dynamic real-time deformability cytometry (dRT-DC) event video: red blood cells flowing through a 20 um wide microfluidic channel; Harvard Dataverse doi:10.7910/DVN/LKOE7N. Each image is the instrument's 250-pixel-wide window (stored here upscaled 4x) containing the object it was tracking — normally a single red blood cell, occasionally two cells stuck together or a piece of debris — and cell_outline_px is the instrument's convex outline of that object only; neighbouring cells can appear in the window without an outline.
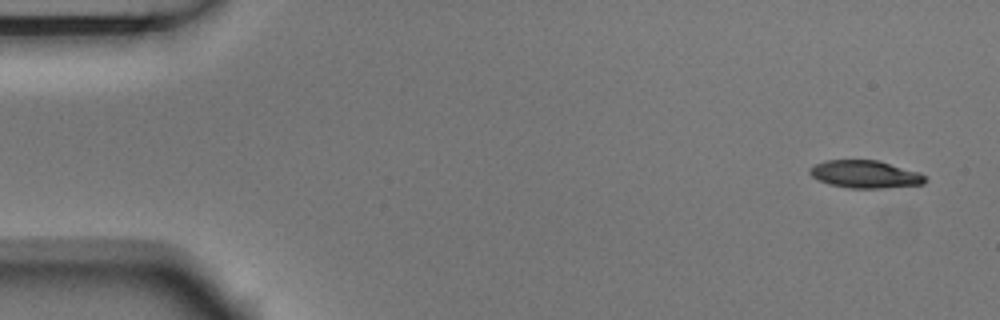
{"species": "Egyptian fruit bat (a non-hibernating species)", "species_latin": "Rousettus aegyptiacus", "temperature_condition": "room temperature", "stored_images_in_passage": 5, "camera_frame_rate_fps": 3000, "um_per_image_px": 0.085, "animal": {"sex": "male"}, "frame": {"image": 1, "passage_image": 1, "time_ms": 0.0, "image_size_px": [1000, 320], "cell_outline_px": [[928, 180], [924, 184], [884, 188], [852, 188], [832, 184], [820, 180], [812, 176], [808, 172], [808, 168], [824, 160], [880, 160], [920, 172]], "centroid_in_image_um": [73.58, 14.8], "position_along_channel_um": 11.4, "area_um2": 18.61}}
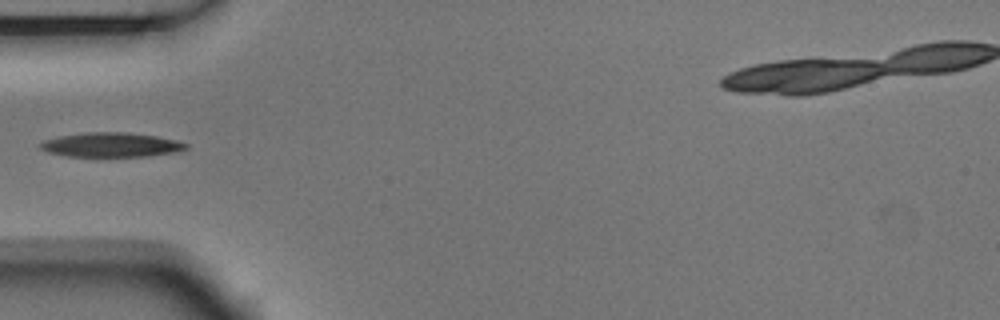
{"frame": {"image": 2, "passage_image": 4, "time_ms": 1.0, "image_size_px": [1000, 320], "cell_outline_px": [[188, 148], [176, 152], [148, 156], [68, 156], [48, 152], [40, 148], [40, 144], [44, 140], [60, 136], [92, 132], [120, 132], [156, 136], [176, 140], [188, 144]], "centroid_in_image_um": [9.47, 12.31], "position_along_channel_um": 75.5, "area_um2": 20.4}}
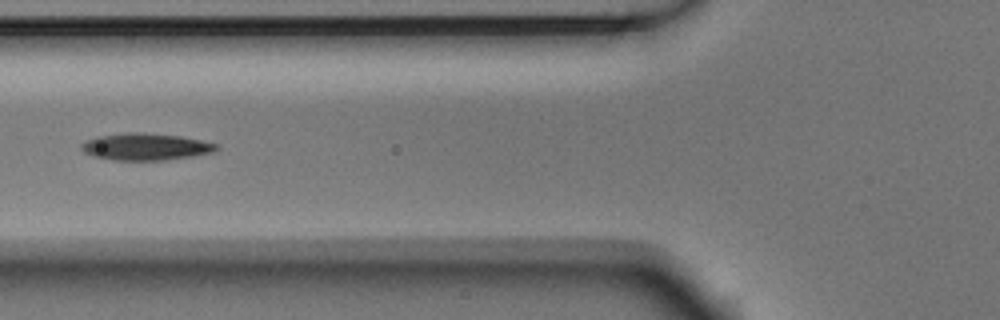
{"frame": {"image": 3, "passage_image": 5, "time_ms": 1.333, "image_size_px": [1000, 320], "cell_outline_px": [[220, 148], [216, 152], [192, 156], [164, 160], [112, 160], [96, 156], [84, 152], [80, 148], [80, 144], [96, 136], [128, 132], [136, 132], [180, 136], [220, 144]], "centroid_in_image_um": [12.42, 12.47], "position_along_channel_um": 113.4, "area_um2": 21.21}}